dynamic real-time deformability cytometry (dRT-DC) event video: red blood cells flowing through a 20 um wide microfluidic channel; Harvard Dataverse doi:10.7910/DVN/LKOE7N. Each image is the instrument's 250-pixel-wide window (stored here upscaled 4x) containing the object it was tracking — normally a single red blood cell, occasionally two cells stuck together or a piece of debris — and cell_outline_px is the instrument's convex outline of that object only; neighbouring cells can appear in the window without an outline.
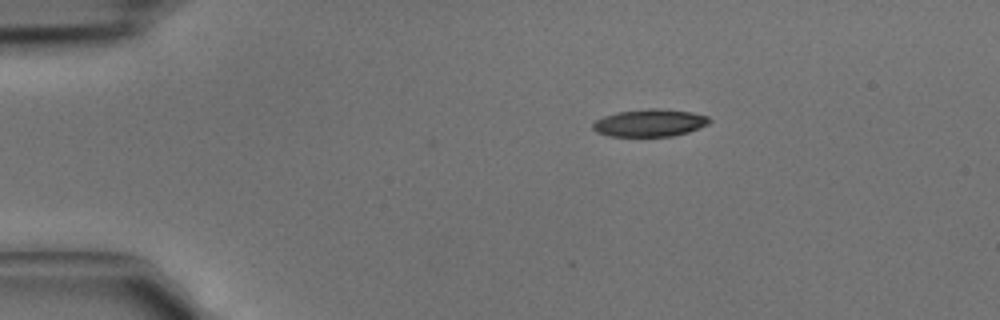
{"species": "common noctule bat (a hibernating species)", "species_latin": "Nyctalus noctula", "temperature_condition": "cold", "stored_images_in_passage": 3, "camera_frame_rate_fps": 3000, "um_per_image_px": 0.085, "animal": {"sex": "male", "body_mass_g": 15.6}, "frame": {"image": 1, "passage_image": 3, "time_ms": 0.667, "image_size_px": [1000, 320], "cell_outline_px": [[712, 120], [708, 124], [688, 132], [672, 136], [608, 136], [596, 132], [592, 128], [592, 124], [596, 120], [604, 116], [616, 112], [648, 108], [660, 108], [692, 112], [708, 116]], "centroid_in_image_um": [55.22, 10.44], "position_along_channel_um": 29.8, "area_um2": 18.73}}